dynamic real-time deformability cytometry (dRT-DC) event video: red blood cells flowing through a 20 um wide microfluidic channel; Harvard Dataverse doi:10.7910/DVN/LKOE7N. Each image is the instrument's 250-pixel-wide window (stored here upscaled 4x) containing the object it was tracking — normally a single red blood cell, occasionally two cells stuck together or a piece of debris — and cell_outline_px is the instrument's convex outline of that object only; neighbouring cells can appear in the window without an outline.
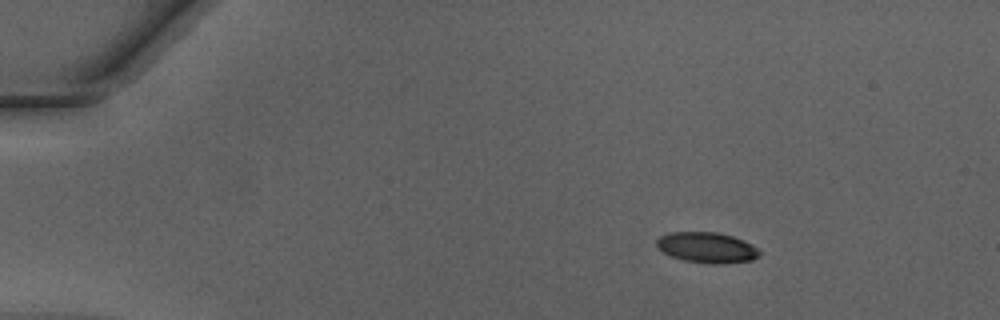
{"species": "Egyptian fruit bat (a non-hibernating species)", "species_latin": "Rousettus aegyptiacus", "temperature_condition": "warm", "stored_images_in_passage": 42, "camera_frame_rate_fps": 3000, "um_per_image_px": 0.085, "animal": {"sex": "male"}, "frame": {"image": 1, "passage_image": 1, "time_ms": 0.0, "image_size_px": [1000, 320], "cell_outline_px": [[760, 256], [752, 260], [716, 264], [684, 260], [672, 256], [664, 252], [656, 244], [656, 240], [660, 236], [668, 232], [716, 232], [732, 236], [744, 240], [752, 244], [760, 252]], "centroid_in_image_um": [60.1, 21.03], "position_along_channel_um": 24.9, "area_um2": 18.15}}
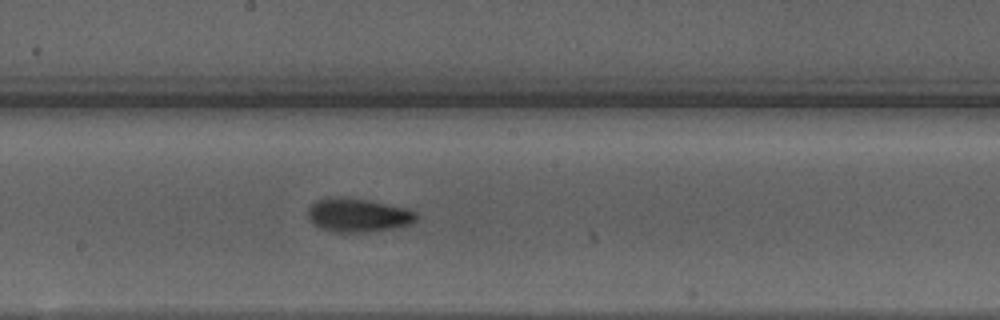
{"frame": {"image": 2, "passage_image": 21, "time_ms": 6.667, "image_size_px": [1000, 320], "cell_outline_px": [[420, 216], [416, 220], [408, 224], [392, 228], [364, 232], [332, 232], [312, 224], [308, 216], [308, 208], [316, 200], [332, 196], [336, 196], [368, 200], [408, 208], [416, 212]], "centroid_in_image_um": [30.42, 18.27], "position_along_channel_um": 217.8, "area_um2": 21.33}}
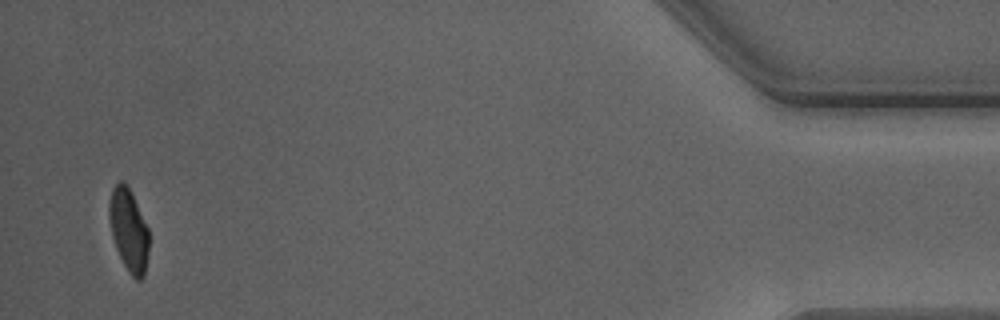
{"frame": {"image": 3, "passage_image": 41, "time_ms": 13.333, "image_size_px": [1000, 320], "cell_outline_px": [[148, 252], [144, 276], [140, 280], [136, 280], [128, 272], [116, 248], [112, 236], [108, 216], [108, 204], [112, 188], [120, 180], [124, 180], [148, 228]], "centroid_in_image_um": [10.92, 19.56], "position_along_channel_um": 424.3, "area_um2": 18.9}, "authors_computed_cell_mechanics": {"area_um2": 20.1144, "velocity_mm_per_s": 4.2646, "shape_relaxation_time_tau1_ms": 3.4525, "shape_relaxation_time_tau2_ms": 1.4313, "deformation_change_tau1": 0.151, "deformation_change_tau2": 0.0767}}